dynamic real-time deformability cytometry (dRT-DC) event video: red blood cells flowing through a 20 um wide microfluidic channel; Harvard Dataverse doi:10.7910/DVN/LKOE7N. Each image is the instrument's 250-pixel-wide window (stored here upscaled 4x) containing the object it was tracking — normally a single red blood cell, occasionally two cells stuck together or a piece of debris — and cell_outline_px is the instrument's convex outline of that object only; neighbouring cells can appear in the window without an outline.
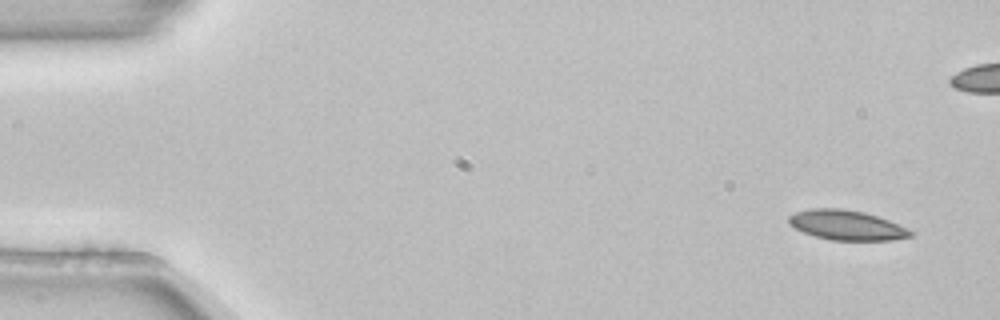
{"species": "common noctule bat (a hibernating species)", "species_latin": "Nyctalus noctula", "temperature_condition": "room temperature", "stored_images_in_passage": 5, "camera_frame_rate_fps": 3000, "um_per_image_px": 0.085, "animal": {"sex": "female", "body_mass_g": 22.7, "forearm_length_mm": 54.2}, "frame": {"image": 1, "passage_image": 1, "time_ms": 0.0, "image_size_px": [1000, 320], "cell_outline_px": [[916, 232], [912, 236], [892, 240], [832, 240], [816, 236], [804, 232], [788, 224], [788, 216], [796, 212], [812, 208], [840, 208], [864, 212], [888, 220]], "centroid_in_image_um": [71.97, 19.13], "position_along_channel_um": 13.0, "area_um2": 21.04}}
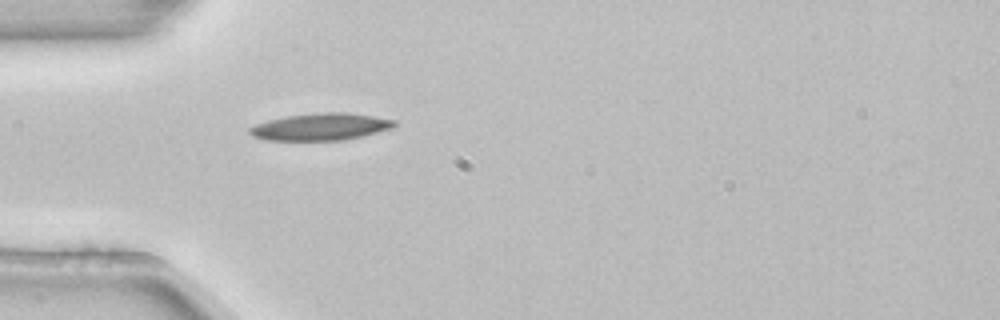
{"frame": {"image": 2, "passage_image": 5, "time_ms": 1.333, "image_size_px": [1000, 320], "cell_outline_px": [[396, 128], [344, 140], [264, 140], [252, 136], [248, 132], [248, 128], [256, 124], [268, 120], [288, 116], [324, 112], [344, 112], [372, 116], [396, 120]], "centroid_in_image_um": [27.27, 10.78], "position_along_channel_um": 57.7, "area_um2": 22.83}}